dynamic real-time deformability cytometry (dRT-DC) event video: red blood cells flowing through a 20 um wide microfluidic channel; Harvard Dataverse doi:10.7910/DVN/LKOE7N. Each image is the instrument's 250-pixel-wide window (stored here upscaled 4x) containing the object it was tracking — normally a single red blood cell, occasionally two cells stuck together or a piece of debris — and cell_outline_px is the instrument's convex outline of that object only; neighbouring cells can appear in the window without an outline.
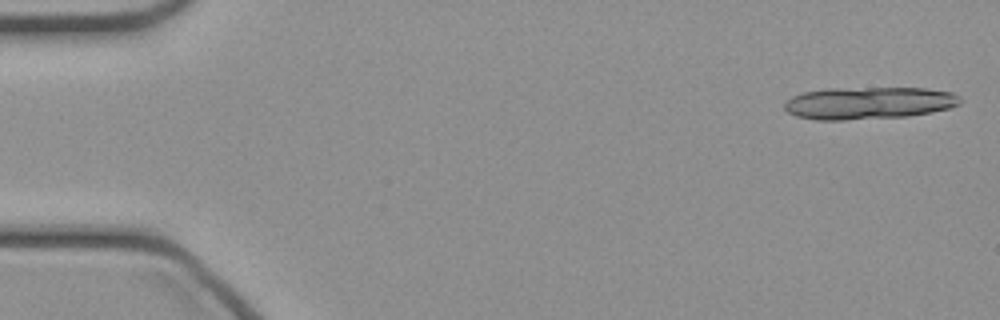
{"species": "common noctule bat (a hibernating species)", "species_latin": "Nyctalus noctula", "temperature_condition": "cold", "stored_images_in_passage": 17, "camera_frame_rate_fps": 3000, "um_per_image_px": 0.085, "animal": {"sex": "female", "body_mass_g": 21.9}, "frame": {"image": 1, "passage_image": 1, "time_ms": 0.0, "image_size_px": [1000, 320], "cell_outline_px": [[964, 100], [960, 104], [948, 108], [932, 112], [908, 116], [844, 120], [816, 120], [796, 116], [788, 112], [784, 108], [784, 104], [792, 96], [804, 92], [828, 88], [924, 88], [952, 92], [960, 96]], "centroid_in_image_um": [73.86, 8.75], "position_along_channel_um": 11.1, "area_um2": 33.23}}
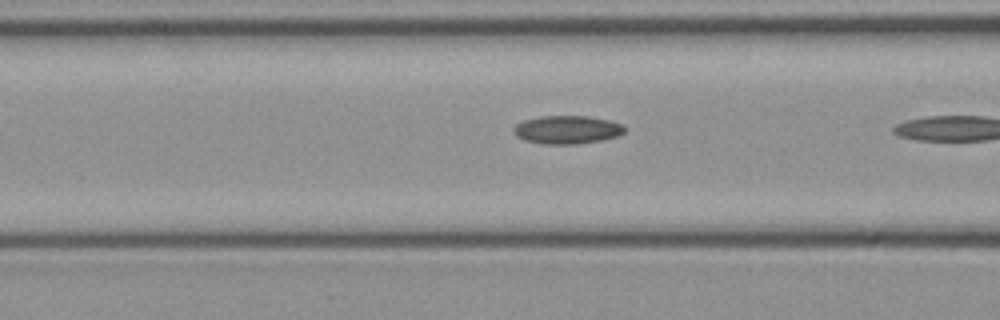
{"frame": {"image": 2, "passage_image": 16, "time_ms": 5.0, "image_size_px": [1000, 320], "cell_outline_px": [[624, 132], [620, 136], [600, 140], [576, 144], [544, 144], [524, 140], [516, 136], [512, 132], [512, 128], [516, 124], [524, 120], [540, 116], [588, 116], [608, 120], [624, 124]], "centroid_in_image_um": [48.19, 11.02], "position_along_channel_um": 118.4, "area_um2": 18.38}}